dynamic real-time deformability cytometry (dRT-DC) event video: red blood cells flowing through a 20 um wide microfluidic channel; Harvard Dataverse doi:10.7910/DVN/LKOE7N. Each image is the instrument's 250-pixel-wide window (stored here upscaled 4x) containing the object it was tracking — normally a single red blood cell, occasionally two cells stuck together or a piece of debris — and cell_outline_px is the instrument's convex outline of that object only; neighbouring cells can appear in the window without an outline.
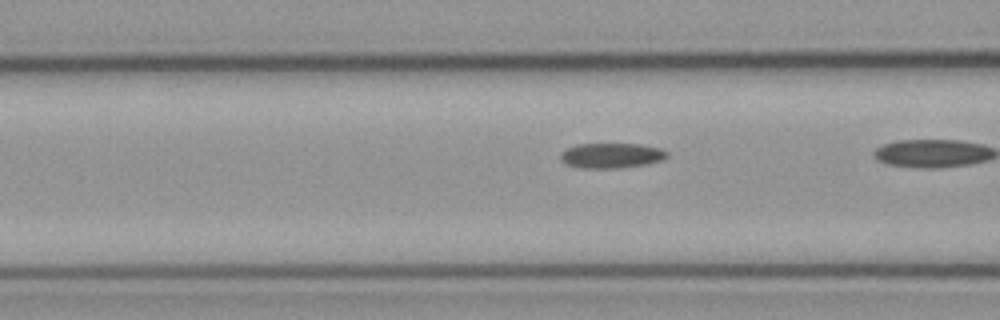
{"species": "common noctule bat (a hibernating species)", "species_latin": "Nyctalus noctula", "temperature_condition": "cold", "stored_images_in_passage": 31, "camera_frame_rate_fps": 3000, "um_per_image_px": 0.085, "animal": {"sex": "male", "body_mass_g": 23.1, "forearm_length_mm": 52.7}, "frame": {"image": 1, "passage_image": 20, "time_ms": 6.333, "image_size_px": [1000, 320], "cell_outline_px": [[668, 156], [664, 160], [648, 164], [620, 168], [580, 168], [564, 164], [560, 160], [560, 152], [576, 144], [640, 144], [660, 148], [668, 152]], "centroid_in_image_um": [51.97, 13.23], "position_along_channel_um": 114.6, "area_um2": 15.84}}